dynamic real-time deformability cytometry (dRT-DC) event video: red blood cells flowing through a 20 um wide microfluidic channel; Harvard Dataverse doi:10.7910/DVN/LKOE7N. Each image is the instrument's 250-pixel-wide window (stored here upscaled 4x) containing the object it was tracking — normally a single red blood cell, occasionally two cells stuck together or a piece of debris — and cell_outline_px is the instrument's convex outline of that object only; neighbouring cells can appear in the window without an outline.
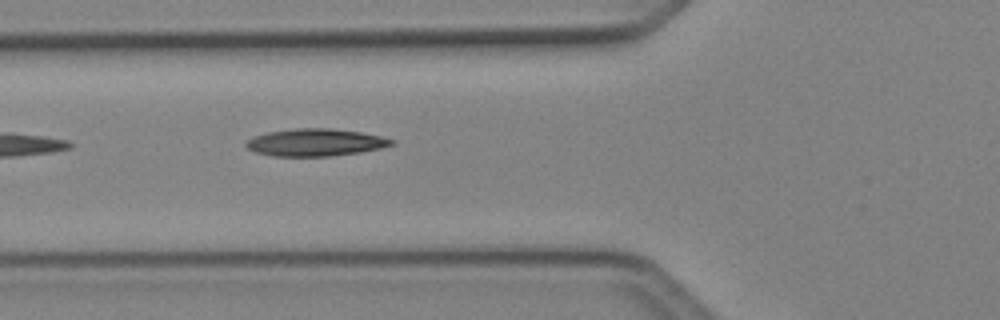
{"species": "Egyptian fruit bat (a non-hibernating species)", "species_latin": "Rousettus aegyptiacus", "temperature_condition": "cold", "stored_images_in_passage": 5, "camera_frame_rate_fps": 3000, "um_per_image_px": 0.085, "animal": {"sex": "female"}, "frame": {"image": 1, "passage_image": 5, "time_ms": 1.333, "image_size_px": [1000, 320], "cell_outline_px": [[396, 144], [380, 148], [360, 152], [328, 156], [272, 156], [256, 152], [248, 148], [244, 144], [252, 136], [268, 132], [292, 128], [332, 128], [360, 132], [380, 136], [396, 140]], "centroid_in_image_um": [26.81, 12.1], "position_along_channel_um": 99.0, "area_um2": 23.24}}